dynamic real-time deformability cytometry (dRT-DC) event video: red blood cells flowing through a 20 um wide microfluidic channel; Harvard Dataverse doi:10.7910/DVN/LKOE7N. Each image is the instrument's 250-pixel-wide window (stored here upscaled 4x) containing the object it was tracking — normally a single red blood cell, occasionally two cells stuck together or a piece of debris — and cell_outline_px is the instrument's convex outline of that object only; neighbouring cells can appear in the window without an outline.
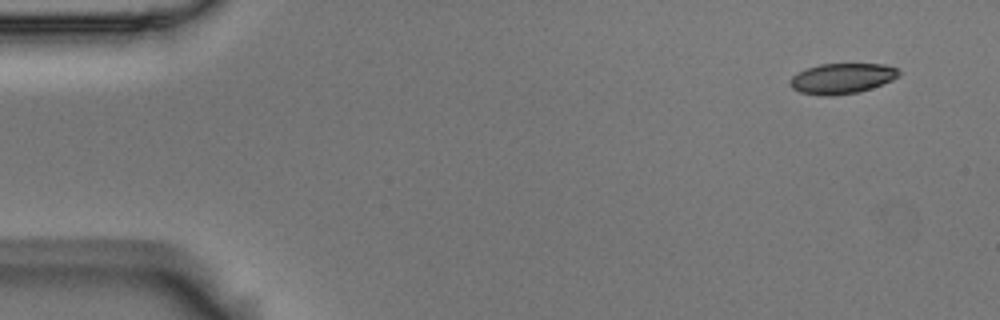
{"species": "Egyptian fruit bat (a non-hibernating species)", "species_latin": "Rousettus aegyptiacus", "temperature_condition": "room temperature", "stored_images_in_passage": 5, "camera_frame_rate_fps": 3000, "um_per_image_px": 0.085, "animal": {"sex": "male"}, "frame": {"image": 1, "passage_image": 1, "time_ms": 0.0, "image_size_px": [1000, 320], "cell_outline_px": [[900, 72], [892, 80], [872, 88], [856, 92], [832, 96], [824, 96], [800, 92], [792, 88], [788, 84], [792, 76], [796, 72], [820, 64], [884, 64], [896, 68]], "centroid_in_image_um": [71.52, 6.67], "position_along_channel_um": 13.5, "area_um2": 19.19}}
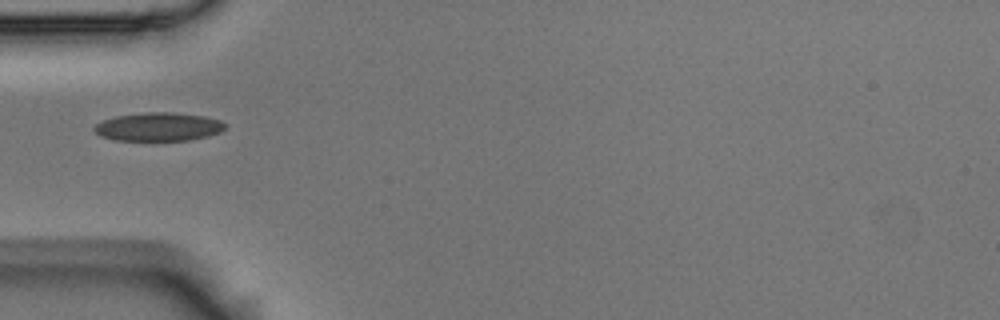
{"frame": {"image": 2, "passage_image": 5, "time_ms": 1.333, "image_size_px": [1000, 320], "cell_outline_px": [[228, 128], [220, 132], [208, 136], [188, 140], [116, 140], [100, 136], [92, 128], [96, 124], [104, 120], [116, 116], [144, 112], [172, 112], [204, 116], [220, 120], [228, 124]], "centroid_in_image_um": [13.51, 10.77], "position_along_channel_um": 71.5, "area_um2": 21.79}}